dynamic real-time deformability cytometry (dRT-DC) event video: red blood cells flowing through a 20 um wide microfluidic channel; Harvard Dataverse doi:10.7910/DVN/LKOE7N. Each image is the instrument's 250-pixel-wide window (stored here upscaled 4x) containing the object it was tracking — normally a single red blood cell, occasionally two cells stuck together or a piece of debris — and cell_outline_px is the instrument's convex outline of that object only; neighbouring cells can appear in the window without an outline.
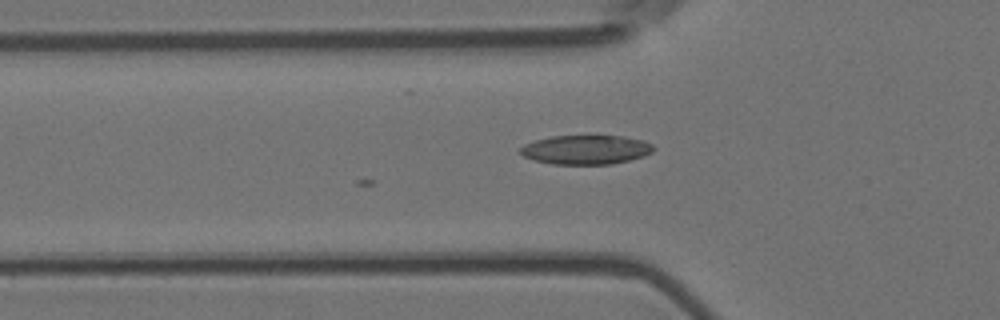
{"species": "Egyptian fruit bat (a non-hibernating species)", "species_latin": "Rousettus aegyptiacus", "temperature_condition": "room temperature", "stored_images_in_passage": 2, "camera_frame_rate_fps": 3000, "um_per_image_px": 0.085, "animal": {"sex": "female"}, "frame": {"image": 1, "passage_image": 2, "time_ms": 0.333, "image_size_px": [1000, 320], "cell_outline_px": [[656, 148], [652, 152], [644, 156], [612, 164], [552, 164], [532, 160], [524, 156], [520, 152], [520, 148], [524, 144], [536, 140], [552, 136], [624, 136], [644, 140], [652, 144]], "centroid_in_image_um": [49.82, 12.72], "position_along_channel_um": 76.0, "area_um2": 22.72}}